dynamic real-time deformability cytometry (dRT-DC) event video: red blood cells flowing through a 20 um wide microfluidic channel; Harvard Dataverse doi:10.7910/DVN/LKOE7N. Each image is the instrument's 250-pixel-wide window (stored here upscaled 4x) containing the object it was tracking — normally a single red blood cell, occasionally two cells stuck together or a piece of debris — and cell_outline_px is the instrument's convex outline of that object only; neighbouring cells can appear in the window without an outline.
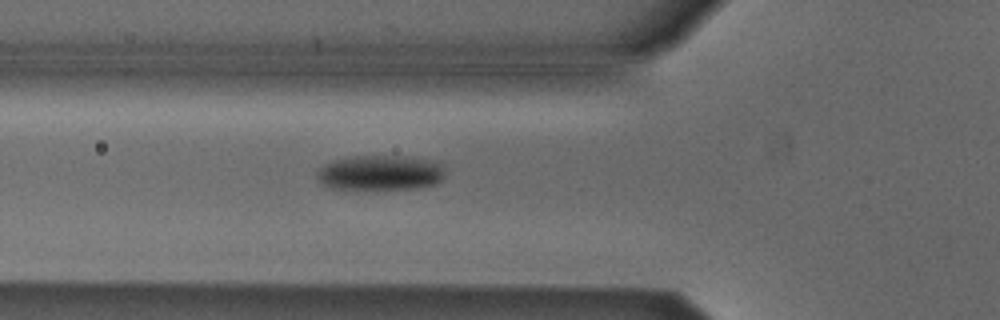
{"species": "Egyptian fruit bat (a non-hibernating species)", "species_latin": "Rousettus aegyptiacus", "temperature_condition": "cold", "stored_images_in_passage": 3, "camera_frame_rate_fps": 3000, "um_per_image_px": 0.085, "animal": {"sex": "male"}, "frame": {"image": 1, "passage_image": 3, "time_ms": 0.667, "image_size_px": [1000, 320], "cell_outline_px": [[444, 176], [436, 184], [424, 188], [376, 192], [332, 188], [324, 184], [316, 176], [316, 172], [324, 164], [332, 160], [352, 156], [400, 156], [428, 160], [444, 164]], "centroid_in_image_um": [32.33, 14.74], "position_along_channel_um": 93.5, "area_um2": 27.28}}